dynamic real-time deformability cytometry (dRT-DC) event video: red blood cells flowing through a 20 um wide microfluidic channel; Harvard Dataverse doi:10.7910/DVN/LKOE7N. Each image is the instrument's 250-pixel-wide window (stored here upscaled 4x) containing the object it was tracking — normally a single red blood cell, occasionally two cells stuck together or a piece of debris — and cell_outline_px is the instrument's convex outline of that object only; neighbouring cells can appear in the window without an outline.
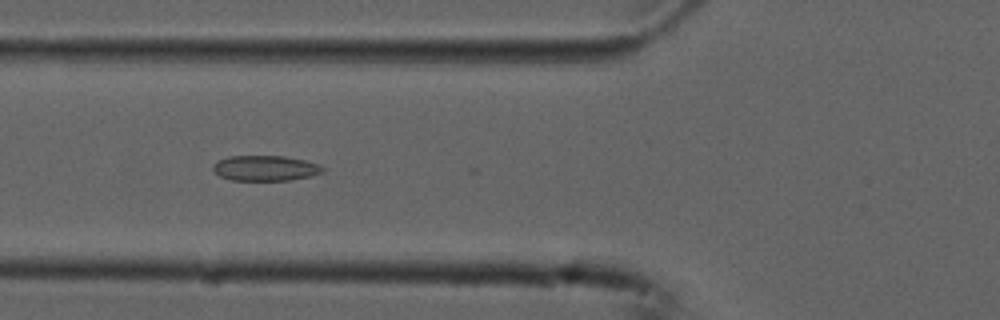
{"species": "common noctule bat (a hibernating species)", "species_latin": "Nyctalus noctula", "temperature_condition": "cold", "stored_images_in_passage": 10, "camera_frame_rate_fps": 3000, "um_per_image_px": 0.085, "animal": {"sex": "male", "forearm_length_mm": 52.5}, "frame": {"image": 1, "passage_image": 6, "time_ms": 1.667, "image_size_px": [1000, 320], "cell_outline_px": [[324, 172], [312, 176], [288, 180], [232, 180], [220, 176], [212, 168], [212, 164], [216, 160], [228, 156], [284, 156], [304, 160], [320, 164], [324, 168]], "centroid_in_image_um": [22.55, 14.28], "position_along_channel_um": 103.3, "area_um2": 16.3}}
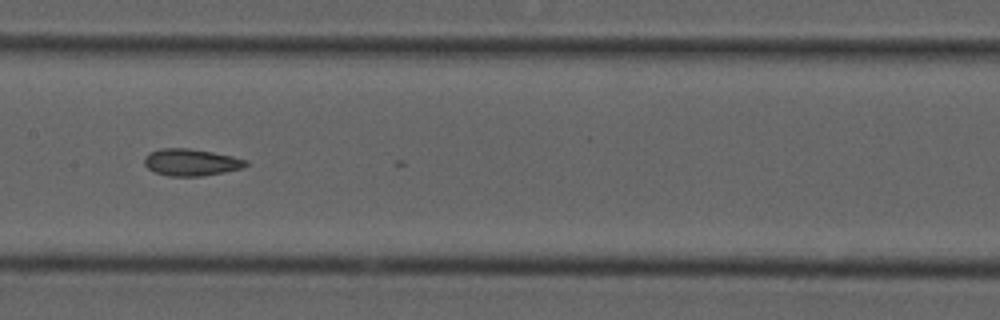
{"frame": {"image": 2, "passage_image": 8, "time_ms": 2.333, "image_size_px": [1000, 320], "cell_outline_px": [[248, 164], [244, 168], [224, 172], [200, 176], [168, 176], [156, 172], [148, 168], [144, 164], [144, 156], [148, 152], [160, 148], [188, 148], [212, 152], [232, 156], [248, 160]], "centroid_in_image_um": [16.23, 13.79], "position_along_channel_um": 191.2, "area_um2": 16.01}}
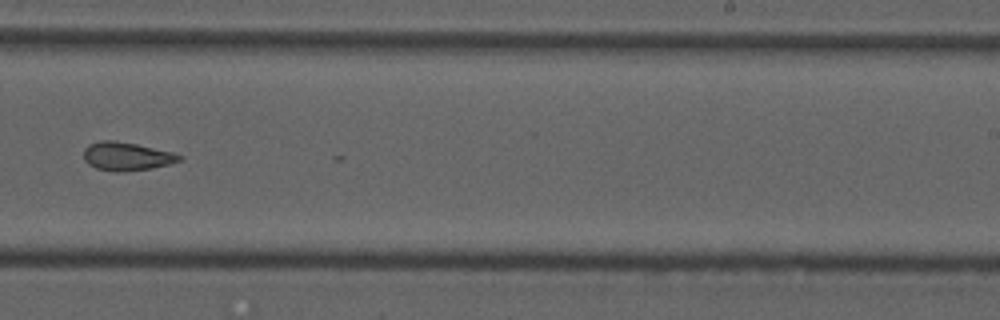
{"frame": {"image": 3, "passage_image": 10, "time_ms": 3.0, "image_size_px": [1000, 320], "cell_outline_px": [[184, 156], [180, 160], [172, 164], [152, 168], [120, 172], [116, 172], [96, 168], [88, 164], [84, 160], [84, 148], [88, 144], [100, 140], [112, 140], [136, 144], [172, 152]], "centroid_in_image_um": [10.76, 13.29], "position_along_channel_um": 278.2, "area_um2": 15.9}}